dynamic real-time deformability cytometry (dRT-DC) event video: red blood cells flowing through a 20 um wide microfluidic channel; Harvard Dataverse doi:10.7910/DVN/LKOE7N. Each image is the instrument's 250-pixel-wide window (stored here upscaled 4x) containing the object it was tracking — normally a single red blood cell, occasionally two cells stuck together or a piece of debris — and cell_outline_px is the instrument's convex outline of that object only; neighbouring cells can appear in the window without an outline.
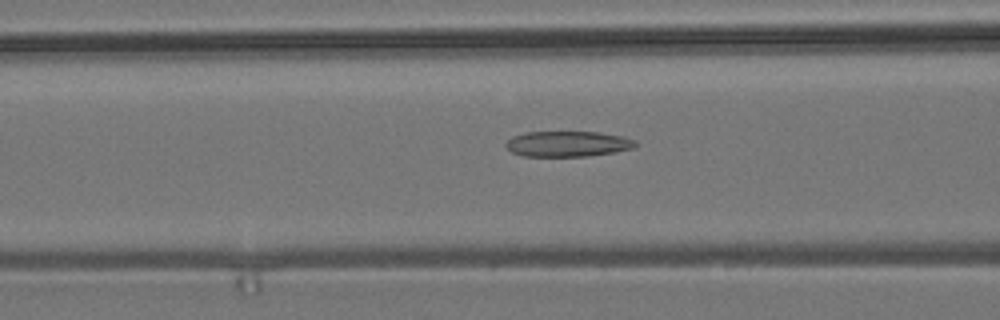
{"species": "common noctule bat (a hibernating species)", "species_latin": "Nyctalus noctula", "temperature_condition": "room temperature", "stored_images_in_passage": 50, "camera_frame_rate_fps": 3000, "um_per_image_px": 0.085, "animal": {"sex": "male", "body_mass_g": 19.2, "forearm_length_mm": 51.8}, "frame": {"image": 1, "passage_image": 17, "time_ms": 5.333, "image_size_px": [1000, 320], "cell_outline_px": [[636, 148], [616, 152], [588, 156], [524, 156], [512, 152], [504, 144], [512, 136], [524, 132], [600, 132], [624, 136], [636, 140]], "centroid_in_image_um": [48.3, 12.22], "position_along_channel_um": 118.3, "area_um2": 19.48}}
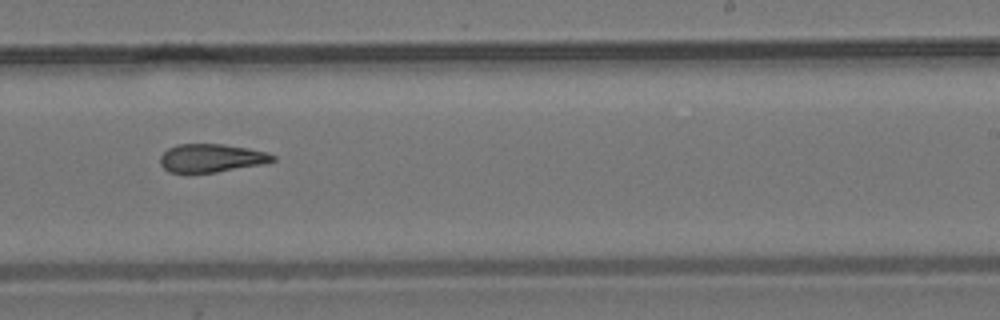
{"frame": {"image": 2, "passage_image": 29, "time_ms": 9.333, "image_size_px": [1000, 320], "cell_outline_px": [[276, 160], [260, 164], [216, 172], [168, 172], [160, 164], [160, 156], [168, 148], [176, 144], [224, 144], [248, 148], [268, 152], [276, 156]], "centroid_in_image_um": [17.96, 13.42], "position_along_channel_um": 271.0, "area_um2": 18.44}}
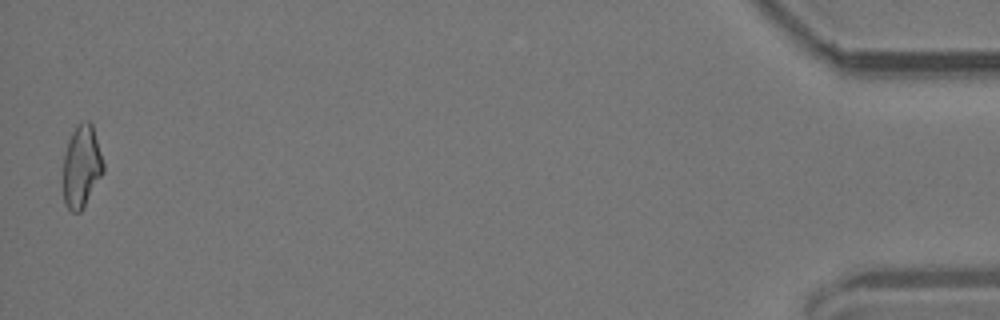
{"frame": {"image": 3, "passage_image": 49, "time_ms": 16.0, "image_size_px": [1000, 320], "cell_outline_px": [[104, 172], [80, 212], [72, 212], [64, 204], [64, 152], [68, 140], [76, 124], [80, 120], [88, 120], [92, 124], [104, 164]], "centroid_in_image_um": [6.93, 14.1], "position_along_channel_um": 428.3, "area_um2": 19.25}, "authors_computed_cell_mechanics": {"area_um2": 19.4786, "velocity_mm_per_s": 3.8187, "shape_relaxation_time_tau1_ms": null, "shape_relaxation_time_tau2_ms": 6.0405, "deformation_change_tau1": null, "deformation_change_tau2": 0.1825}}